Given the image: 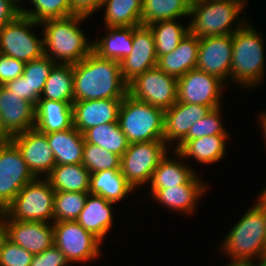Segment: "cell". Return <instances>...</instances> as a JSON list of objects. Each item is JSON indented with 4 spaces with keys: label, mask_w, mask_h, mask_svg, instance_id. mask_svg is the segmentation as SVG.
<instances>
[{
    "label": "cell",
    "mask_w": 266,
    "mask_h": 266,
    "mask_svg": "<svg viewBox=\"0 0 266 266\" xmlns=\"http://www.w3.org/2000/svg\"><path fill=\"white\" fill-rule=\"evenodd\" d=\"M220 107L212 109L209 114L200 119L188 131V134L175 147L178 151L188 140L211 135H227L228 133L221 124Z\"/></svg>",
    "instance_id": "ab89813d"
},
{
    "label": "cell",
    "mask_w": 266,
    "mask_h": 266,
    "mask_svg": "<svg viewBox=\"0 0 266 266\" xmlns=\"http://www.w3.org/2000/svg\"><path fill=\"white\" fill-rule=\"evenodd\" d=\"M73 127L72 104L49 99H39L35 112V127L49 134Z\"/></svg>",
    "instance_id": "cb8c5ba5"
},
{
    "label": "cell",
    "mask_w": 266,
    "mask_h": 266,
    "mask_svg": "<svg viewBox=\"0 0 266 266\" xmlns=\"http://www.w3.org/2000/svg\"><path fill=\"white\" fill-rule=\"evenodd\" d=\"M122 99L75 101L72 104L73 127L80 133L118 120Z\"/></svg>",
    "instance_id": "ac0fdd59"
},
{
    "label": "cell",
    "mask_w": 266,
    "mask_h": 266,
    "mask_svg": "<svg viewBox=\"0 0 266 266\" xmlns=\"http://www.w3.org/2000/svg\"><path fill=\"white\" fill-rule=\"evenodd\" d=\"M4 86L22 100L30 102V85L23 75L8 81Z\"/></svg>",
    "instance_id": "bcb514c9"
},
{
    "label": "cell",
    "mask_w": 266,
    "mask_h": 266,
    "mask_svg": "<svg viewBox=\"0 0 266 266\" xmlns=\"http://www.w3.org/2000/svg\"><path fill=\"white\" fill-rule=\"evenodd\" d=\"M260 263L258 265H255L252 261L251 262H244V263H240V262H230L229 264H227L226 266H262V259L259 260Z\"/></svg>",
    "instance_id": "681fc988"
},
{
    "label": "cell",
    "mask_w": 266,
    "mask_h": 266,
    "mask_svg": "<svg viewBox=\"0 0 266 266\" xmlns=\"http://www.w3.org/2000/svg\"><path fill=\"white\" fill-rule=\"evenodd\" d=\"M176 22V19H171L149 25L154 37L157 57L172 52L189 33L188 26L184 27Z\"/></svg>",
    "instance_id": "e575fe53"
},
{
    "label": "cell",
    "mask_w": 266,
    "mask_h": 266,
    "mask_svg": "<svg viewBox=\"0 0 266 266\" xmlns=\"http://www.w3.org/2000/svg\"><path fill=\"white\" fill-rule=\"evenodd\" d=\"M34 10L19 8L20 14L41 23L48 19L72 15L71 0H31Z\"/></svg>",
    "instance_id": "f35d334b"
},
{
    "label": "cell",
    "mask_w": 266,
    "mask_h": 266,
    "mask_svg": "<svg viewBox=\"0 0 266 266\" xmlns=\"http://www.w3.org/2000/svg\"><path fill=\"white\" fill-rule=\"evenodd\" d=\"M90 171L82 163L56 165L46 177L55 192H85L90 189Z\"/></svg>",
    "instance_id": "f1b7e54d"
},
{
    "label": "cell",
    "mask_w": 266,
    "mask_h": 266,
    "mask_svg": "<svg viewBox=\"0 0 266 266\" xmlns=\"http://www.w3.org/2000/svg\"><path fill=\"white\" fill-rule=\"evenodd\" d=\"M112 204L101 196L88 194L76 221L102 242L112 226Z\"/></svg>",
    "instance_id": "603a6c76"
},
{
    "label": "cell",
    "mask_w": 266,
    "mask_h": 266,
    "mask_svg": "<svg viewBox=\"0 0 266 266\" xmlns=\"http://www.w3.org/2000/svg\"><path fill=\"white\" fill-rule=\"evenodd\" d=\"M56 64L57 63L52 61L45 54L42 55L40 58L34 59L25 64L24 72L22 75L25 77V80H27L28 84L30 85V102L35 107L38 104L46 80L49 77L52 68Z\"/></svg>",
    "instance_id": "d590c367"
},
{
    "label": "cell",
    "mask_w": 266,
    "mask_h": 266,
    "mask_svg": "<svg viewBox=\"0 0 266 266\" xmlns=\"http://www.w3.org/2000/svg\"><path fill=\"white\" fill-rule=\"evenodd\" d=\"M6 239H7V228L4 223L3 216L0 214V254H1L2 246Z\"/></svg>",
    "instance_id": "7dc6e473"
},
{
    "label": "cell",
    "mask_w": 266,
    "mask_h": 266,
    "mask_svg": "<svg viewBox=\"0 0 266 266\" xmlns=\"http://www.w3.org/2000/svg\"><path fill=\"white\" fill-rule=\"evenodd\" d=\"M39 99L73 104L74 82L72 64H56L52 68Z\"/></svg>",
    "instance_id": "f546056e"
},
{
    "label": "cell",
    "mask_w": 266,
    "mask_h": 266,
    "mask_svg": "<svg viewBox=\"0 0 266 266\" xmlns=\"http://www.w3.org/2000/svg\"><path fill=\"white\" fill-rule=\"evenodd\" d=\"M196 174L184 185L173 186L166 189H151V195L158 202L169 209L191 213L195 210L196 202L205 191V185Z\"/></svg>",
    "instance_id": "7402d4cb"
},
{
    "label": "cell",
    "mask_w": 266,
    "mask_h": 266,
    "mask_svg": "<svg viewBox=\"0 0 266 266\" xmlns=\"http://www.w3.org/2000/svg\"><path fill=\"white\" fill-rule=\"evenodd\" d=\"M133 27H108V34L92 44V51L102 58L121 62L132 51Z\"/></svg>",
    "instance_id": "484cf974"
},
{
    "label": "cell",
    "mask_w": 266,
    "mask_h": 266,
    "mask_svg": "<svg viewBox=\"0 0 266 266\" xmlns=\"http://www.w3.org/2000/svg\"><path fill=\"white\" fill-rule=\"evenodd\" d=\"M190 6L188 0H143L141 23L149 26L162 20L186 17Z\"/></svg>",
    "instance_id": "836d02e7"
},
{
    "label": "cell",
    "mask_w": 266,
    "mask_h": 266,
    "mask_svg": "<svg viewBox=\"0 0 266 266\" xmlns=\"http://www.w3.org/2000/svg\"><path fill=\"white\" fill-rule=\"evenodd\" d=\"M260 118H261L260 125H262L261 127L263 129V134L265 135L263 137L265 138L264 140H266V113L264 112L263 114H261Z\"/></svg>",
    "instance_id": "f907efd6"
},
{
    "label": "cell",
    "mask_w": 266,
    "mask_h": 266,
    "mask_svg": "<svg viewBox=\"0 0 266 266\" xmlns=\"http://www.w3.org/2000/svg\"><path fill=\"white\" fill-rule=\"evenodd\" d=\"M11 140L19 148L29 170L36 178L39 174L48 176L56 166L53 151L45 133L36 128L12 136Z\"/></svg>",
    "instance_id": "e0dca14e"
},
{
    "label": "cell",
    "mask_w": 266,
    "mask_h": 266,
    "mask_svg": "<svg viewBox=\"0 0 266 266\" xmlns=\"http://www.w3.org/2000/svg\"><path fill=\"white\" fill-rule=\"evenodd\" d=\"M224 82L198 69H192L177 79V101L201 104L212 109L218 108Z\"/></svg>",
    "instance_id": "4fadbf2b"
},
{
    "label": "cell",
    "mask_w": 266,
    "mask_h": 266,
    "mask_svg": "<svg viewBox=\"0 0 266 266\" xmlns=\"http://www.w3.org/2000/svg\"><path fill=\"white\" fill-rule=\"evenodd\" d=\"M7 238L33 255L42 253L54 245L53 224L41 221H18L10 219L3 211Z\"/></svg>",
    "instance_id": "2e32d148"
},
{
    "label": "cell",
    "mask_w": 266,
    "mask_h": 266,
    "mask_svg": "<svg viewBox=\"0 0 266 266\" xmlns=\"http://www.w3.org/2000/svg\"><path fill=\"white\" fill-rule=\"evenodd\" d=\"M194 170L182 161H175L165 155L152 173L151 189H166L186 184L195 174Z\"/></svg>",
    "instance_id": "1f68e13d"
},
{
    "label": "cell",
    "mask_w": 266,
    "mask_h": 266,
    "mask_svg": "<svg viewBox=\"0 0 266 266\" xmlns=\"http://www.w3.org/2000/svg\"><path fill=\"white\" fill-rule=\"evenodd\" d=\"M70 263L66 256L55 246L33 256L30 266H66Z\"/></svg>",
    "instance_id": "7bdbcfd3"
},
{
    "label": "cell",
    "mask_w": 266,
    "mask_h": 266,
    "mask_svg": "<svg viewBox=\"0 0 266 266\" xmlns=\"http://www.w3.org/2000/svg\"><path fill=\"white\" fill-rule=\"evenodd\" d=\"M19 8L14 0H0V30L20 14Z\"/></svg>",
    "instance_id": "f6af8a7d"
},
{
    "label": "cell",
    "mask_w": 266,
    "mask_h": 266,
    "mask_svg": "<svg viewBox=\"0 0 266 266\" xmlns=\"http://www.w3.org/2000/svg\"><path fill=\"white\" fill-rule=\"evenodd\" d=\"M74 102L98 99H123L128 84L121 73L120 62L91 52L73 64Z\"/></svg>",
    "instance_id": "6da1fadb"
},
{
    "label": "cell",
    "mask_w": 266,
    "mask_h": 266,
    "mask_svg": "<svg viewBox=\"0 0 266 266\" xmlns=\"http://www.w3.org/2000/svg\"><path fill=\"white\" fill-rule=\"evenodd\" d=\"M244 6L232 0H204L191 4L189 17L192 15V21L189 23V33L202 39L210 36L233 34L244 24L243 21L235 23V29H232V23L237 16L241 14ZM242 22V24H241Z\"/></svg>",
    "instance_id": "8992f818"
},
{
    "label": "cell",
    "mask_w": 266,
    "mask_h": 266,
    "mask_svg": "<svg viewBox=\"0 0 266 266\" xmlns=\"http://www.w3.org/2000/svg\"><path fill=\"white\" fill-rule=\"evenodd\" d=\"M257 202L222 242L221 248L231 256V262H253L266 256V197L260 193Z\"/></svg>",
    "instance_id": "7a4b0ae2"
},
{
    "label": "cell",
    "mask_w": 266,
    "mask_h": 266,
    "mask_svg": "<svg viewBox=\"0 0 266 266\" xmlns=\"http://www.w3.org/2000/svg\"><path fill=\"white\" fill-rule=\"evenodd\" d=\"M12 136L4 129L2 116L0 113V142H6L11 140Z\"/></svg>",
    "instance_id": "c3c4849f"
},
{
    "label": "cell",
    "mask_w": 266,
    "mask_h": 266,
    "mask_svg": "<svg viewBox=\"0 0 266 266\" xmlns=\"http://www.w3.org/2000/svg\"><path fill=\"white\" fill-rule=\"evenodd\" d=\"M232 1L239 2V3H241L243 6H245V3H246V1H244V0H232ZM244 2H245V3H244Z\"/></svg>",
    "instance_id": "816d5d0a"
},
{
    "label": "cell",
    "mask_w": 266,
    "mask_h": 266,
    "mask_svg": "<svg viewBox=\"0 0 266 266\" xmlns=\"http://www.w3.org/2000/svg\"><path fill=\"white\" fill-rule=\"evenodd\" d=\"M265 197H266V187L265 189L263 190V192H261Z\"/></svg>",
    "instance_id": "11a10c76"
},
{
    "label": "cell",
    "mask_w": 266,
    "mask_h": 266,
    "mask_svg": "<svg viewBox=\"0 0 266 266\" xmlns=\"http://www.w3.org/2000/svg\"><path fill=\"white\" fill-rule=\"evenodd\" d=\"M117 121L129 143L163 140L164 110L129 94L122 99Z\"/></svg>",
    "instance_id": "5b68a950"
},
{
    "label": "cell",
    "mask_w": 266,
    "mask_h": 266,
    "mask_svg": "<svg viewBox=\"0 0 266 266\" xmlns=\"http://www.w3.org/2000/svg\"><path fill=\"white\" fill-rule=\"evenodd\" d=\"M232 56V34L202 38L199 43L196 69L225 82L226 78H230Z\"/></svg>",
    "instance_id": "5bb4252c"
},
{
    "label": "cell",
    "mask_w": 266,
    "mask_h": 266,
    "mask_svg": "<svg viewBox=\"0 0 266 266\" xmlns=\"http://www.w3.org/2000/svg\"><path fill=\"white\" fill-rule=\"evenodd\" d=\"M200 38L188 33L176 49L157 58V67L166 74L181 78L188 71L195 69L198 59Z\"/></svg>",
    "instance_id": "44dd1931"
},
{
    "label": "cell",
    "mask_w": 266,
    "mask_h": 266,
    "mask_svg": "<svg viewBox=\"0 0 266 266\" xmlns=\"http://www.w3.org/2000/svg\"><path fill=\"white\" fill-rule=\"evenodd\" d=\"M143 0H103L106 27H133L142 25Z\"/></svg>",
    "instance_id": "4dcf8cb0"
},
{
    "label": "cell",
    "mask_w": 266,
    "mask_h": 266,
    "mask_svg": "<svg viewBox=\"0 0 266 266\" xmlns=\"http://www.w3.org/2000/svg\"><path fill=\"white\" fill-rule=\"evenodd\" d=\"M166 146L164 140L129 143L121 157L120 171L134 189L150 181L152 173L167 154Z\"/></svg>",
    "instance_id": "9c48e42d"
},
{
    "label": "cell",
    "mask_w": 266,
    "mask_h": 266,
    "mask_svg": "<svg viewBox=\"0 0 266 266\" xmlns=\"http://www.w3.org/2000/svg\"><path fill=\"white\" fill-rule=\"evenodd\" d=\"M33 256L7 238L1 250L0 266H30Z\"/></svg>",
    "instance_id": "60d3db41"
},
{
    "label": "cell",
    "mask_w": 266,
    "mask_h": 266,
    "mask_svg": "<svg viewBox=\"0 0 266 266\" xmlns=\"http://www.w3.org/2000/svg\"><path fill=\"white\" fill-rule=\"evenodd\" d=\"M54 245L69 262L90 261L100 253L101 241L77 221L52 222Z\"/></svg>",
    "instance_id": "7c38bea8"
},
{
    "label": "cell",
    "mask_w": 266,
    "mask_h": 266,
    "mask_svg": "<svg viewBox=\"0 0 266 266\" xmlns=\"http://www.w3.org/2000/svg\"><path fill=\"white\" fill-rule=\"evenodd\" d=\"M55 190L49 180L35 178L27 183L3 211L10 219L18 221L47 222L54 219Z\"/></svg>",
    "instance_id": "52a82bcc"
},
{
    "label": "cell",
    "mask_w": 266,
    "mask_h": 266,
    "mask_svg": "<svg viewBox=\"0 0 266 266\" xmlns=\"http://www.w3.org/2000/svg\"><path fill=\"white\" fill-rule=\"evenodd\" d=\"M88 194L85 192H55L54 222L76 221L84 208Z\"/></svg>",
    "instance_id": "8d00e7d4"
},
{
    "label": "cell",
    "mask_w": 266,
    "mask_h": 266,
    "mask_svg": "<svg viewBox=\"0 0 266 266\" xmlns=\"http://www.w3.org/2000/svg\"><path fill=\"white\" fill-rule=\"evenodd\" d=\"M86 18L71 15L41 22L40 26L42 24L45 28L43 30L44 54L55 63L72 65L89 55L92 52L93 43L87 41V37L78 27L79 22Z\"/></svg>",
    "instance_id": "3957f363"
},
{
    "label": "cell",
    "mask_w": 266,
    "mask_h": 266,
    "mask_svg": "<svg viewBox=\"0 0 266 266\" xmlns=\"http://www.w3.org/2000/svg\"><path fill=\"white\" fill-rule=\"evenodd\" d=\"M40 23L19 14L0 30V54L30 62L44 55L43 39L39 40L30 30Z\"/></svg>",
    "instance_id": "ba28073f"
},
{
    "label": "cell",
    "mask_w": 266,
    "mask_h": 266,
    "mask_svg": "<svg viewBox=\"0 0 266 266\" xmlns=\"http://www.w3.org/2000/svg\"><path fill=\"white\" fill-rule=\"evenodd\" d=\"M228 135H211L188 140L178 151V157H192L200 163L211 164L225 155V141Z\"/></svg>",
    "instance_id": "4316f807"
},
{
    "label": "cell",
    "mask_w": 266,
    "mask_h": 266,
    "mask_svg": "<svg viewBox=\"0 0 266 266\" xmlns=\"http://www.w3.org/2000/svg\"><path fill=\"white\" fill-rule=\"evenodd\" d=\"M199 1H204V0H188V2H189L190 4H193V3H195V2H199Z\"/></svg>",
    "instance_id": "f5cc1de1"
},
{
    "label": "cell",
    "mask_w": 266,
    "mask_h": 266,
    "mask_svg": "<svg viewBox=\"0 0 266 266\" xmlns=\"http://www.w3.org/2000/svg\"><path fill=\"white\" fill-rule=\"evenodd\" d=\"M134 188L127 182L120 170H103L90 174L89 194H95L116 203Z\"/></svg>",
    "instance_id": "83f0119b"
},
{
    "label": "cell",
    "mask_w": 266,
    "mask_h": 266,
    "mask_svg": "<svg viewBox=\"0 0 266 266\" xmlns=\"http://www.w3.org/2000/svg\"><path fill=\"white\" fill-rule=\"evenodd\" d=\"M212 110L201 104H189L176 101L169 109L164 110L163 140L178 141L188 134L192 125L204 118Z\"/></svg>",
    "instance_id": "ffe728a7"
},
{
    "label": "cell",
    "mask_w": 266,
    "mask_h": 266,
    "mask_svg": "<svg viewBox=\"0 0 266 266\" xmlns=\"http://www.w3.org/2000/svg\"><path fill=\"white\" fill-rule=\"evenodd\" d=\"M50 148L53 151L56 165H71L82 163L83 134L72 127L63 131L46 134Z\"/></svg>",
    "instance_id": "d4e9b609"
},
{
    "label": "cell",
    "mask_w": 266,
    "mask_h": 266,
    "mask_svg": "<svg viewBox=\"0 0 266 266\" xmlns=\"http://www.w3.org/2000/svg\"><path fill=\"white\" fill-rule=\"evenodd\" d=\"M262 39L258 31L248 24H244L232 34L231 80L234 79V82L247 87L260 83L265 62Z\"/></svg>",
    "instance_id": "277c9868"
},
{
    "label": "cell",
    "mask_w": 266,
    "mask_h": 266,
    "mask_svg": "<svg viewBox=\"0 0 266 266\" xmlns=\"http://www.w3.org/2000/svg\"><path fill=\"white\" fill-rule=\"evenodd\" d=\"M262 266H266V256L262 258Z\"/></svg>",
    "instance_id": "db71d44e"
},
{
    "label": "cell",
    "mask_w": 266,
    "mask_h": 266,
    "mask_svg": "<svg viewBox=\"0 0 266 266\" xmlns=\"http://www.w3.org/2000/svg\"><path fill=\"white\" fill-rule=\"evenodd\" d=\"M103 0H71L72 15L91 16L101 8Z\"/></svg>",
    "instance_id": "ee69618b"
},
{
    "label": "cell",
    "mask_w": 266,
    "mask_h": 266,
    "mask_svg": "<svg viewBox=\"0 0 266 266\" xmlns=\"http://www.w3.org/2000/svg\"><path fill=\"white\" fill-rule=\"evenodd\" d=\"M82 164L90 173L120 170L121 157L92 143L85 142Z\"/></svg>",
    "instance_id": "74e56055"
},
{
    "label": "cell",
    "mask_w": 266,
    "mask_h": 266,
    "mask_svg": "<svg viewBox=\"0 0 266 266\" xmlns=\"http://www.w3.org/2000/svg\"><path fill=\"white\" fill-rule=\"evenodd\" d=\"M35 178L16 144L12 140L0 142V212Z\"/></svg>",
    "instance_id": "30bf717a"
},
{
    "label": "cell",
    "mask_w": 266,
    "mask_h": 266,
    "mask_svg": "<svg viewBox=\"0 0 266 266\" xmlns=\"http://www.w3.org/2000/svg\"><path fill=\"white\" fill-rule=\"evenodd\" d=\"M36 107L0 86V113L3 127L11 135L25 132L35 127Z\"/></svg>",
    "instance_id": "d6986e66"
},
{
    "label": "cell",
    "mask_w": 266,
    "mask_h": 266,
    "mask_svg": "<svg viewBox=\"0 0 266 266\" xmlns=\"http://www.w3.org/2000/svg\"><path fill=\"white\" fill-rule=\"evenodd\" d=\"M23 61L0 54V86L20 77L25 68Z\"/></svg>",
    "instance_id": "b9f144b4"
},
{
    "label": "cell",
    "mask_w": 266,
    "mask_h": 266,
    "mask_svg": "<svg viewBox=\"0 0 266 266\" xmlns=\"http://www.w3.org/2000/svg\"><path fill=\"white\" fill-rule=\"evenodd\" d=\"M132 51L120 62L124 81L129 84L137 76L157 65L156 45L149 26H133Z\"/></svg>",
    "instance_id": "9a60e30c"
},
{
    "label": "cell",
    "mask_w": 266,
    "mask_h": 266,
    "mask_svg": "<svg viewBox=\"0 0 266 266\" xmlns=\"http://www.w3.org/2000/svg\"><path fill=\"white\" fill-rule=\"evenodd\" d=\"M177 79L157 66L145 71L128 84V94L163 110L177 101Z\"/></svg>",
    "instance_id": "8fae6325"
},
{
    "label": "cell",
    "mask_w": 266,
    "mask_h": 266,
    "mask_svg": "<svg viewBox=\"0 0 266 266\" xmlns=\"http://www.w3.org/2000/svg\"><path fill=\"white\" fill-rule=\"evenodd\" d=\"M84 141L122 157L129 142L119 127L118 121L92 127L83 133Z\"/></svg>",
    "instance_id": "d6a6232c"
}]
</instances>
